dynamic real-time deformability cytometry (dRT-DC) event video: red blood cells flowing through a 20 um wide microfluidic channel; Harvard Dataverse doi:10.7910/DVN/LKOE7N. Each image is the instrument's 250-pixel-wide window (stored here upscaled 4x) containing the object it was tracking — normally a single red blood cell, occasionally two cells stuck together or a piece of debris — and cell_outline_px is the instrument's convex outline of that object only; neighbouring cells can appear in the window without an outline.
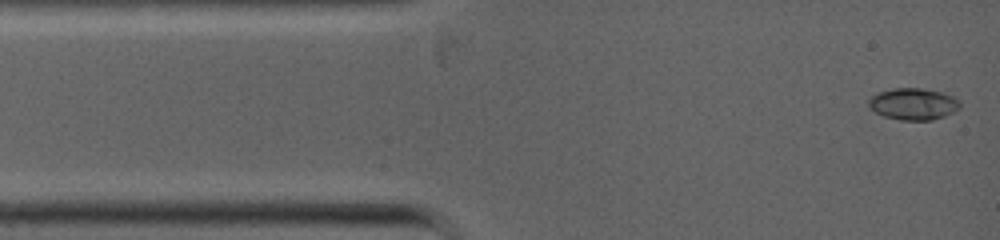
{"species": "common noctule bat (a hibernating species)", "species_latin": "Nyctalus noctula", "temperature_condition": "warm", "stored_images_in_passage": 13, "camera_frame_rate_fps": 5000, "um_per_image_px": 0.085, "animal": {"sex": "female", "body_mass_g": 19.0, "forearm_length_mm": 53.3}, "frame": {"image": 1, "passage_image": 1, "time_ms": 0.0, "image_size_px": [1000, 240], "cell_outline_px": [[960, 108], [944, 116], [932, 120], [900, 120], [884, 116], [868, 108], [868, 100], [876, 92], [892, 88], [920, 88], [944, 92], [960, 100]], "centroid_in_image_um": [77.61, 8.83], "position_along_channel_um": 7.4, "area_um2": 17.05}}
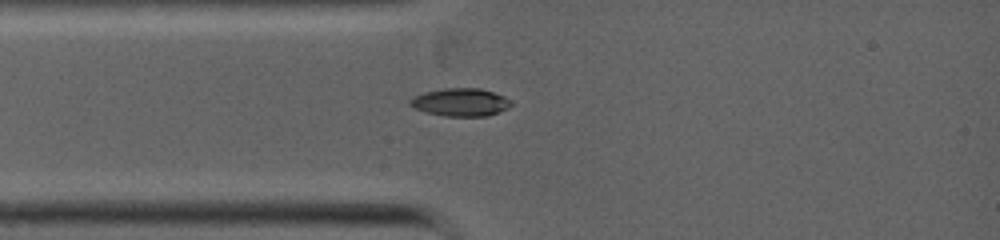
{"frame": {"image": 2, "passage_image": 8, "time_ms": 2.0, "image_size_px": [1000, 240], "cell_outline_px": [[512, 104], [508, 108], [488, 116], [444, 116], [428, 112], [416, 108], [408, 104], [408, 100], [412, 96], [424, 92], [444, 88], [480, 88], [504, 96], [512, 100]], "centroid_in_image_um": [39.14, 8.68], "position_along_channel_um": 45.9, "area_um2": 16.47}}
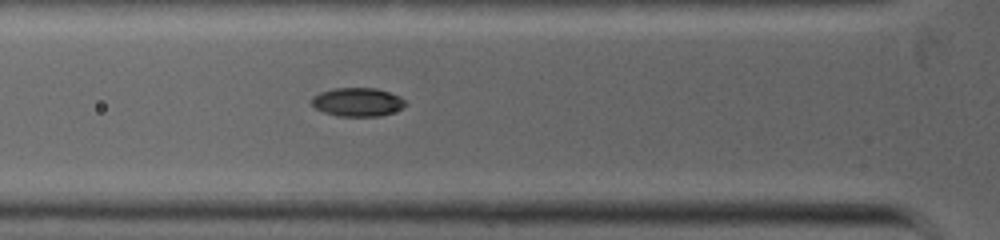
{"frame": {"image": 3, "passage_image": 11, "time_ms": 3.0, "image_size_px": [1000, 240], "cell_outline_px": [[408, 104], [404, 108], [380, 116], [336, 116], [324, 112], [316, 108], [312, 104], [312, 96], [320, 92], [332, 88], [376, 88], [400, 96]], "centroid_in_image_um": [30.4, 8.67], "position_along_channel_um": 95.4, "area_um2": 15.72}}